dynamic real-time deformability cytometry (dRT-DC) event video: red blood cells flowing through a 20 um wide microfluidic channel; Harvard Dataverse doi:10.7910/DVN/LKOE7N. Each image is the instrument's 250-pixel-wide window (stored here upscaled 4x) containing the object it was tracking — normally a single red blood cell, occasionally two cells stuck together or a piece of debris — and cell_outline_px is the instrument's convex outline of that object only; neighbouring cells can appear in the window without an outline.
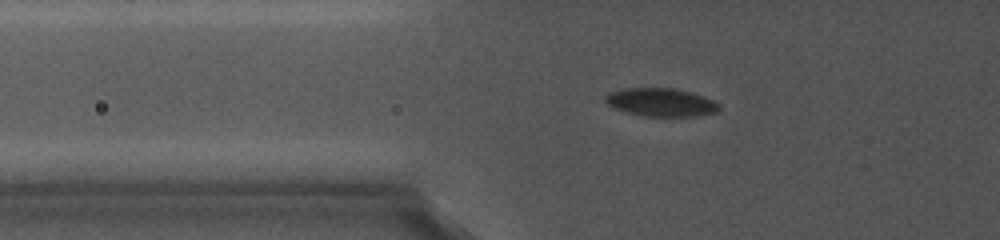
{"species": "common noctule bat (a hibernating species)", "species_latin": "Nyctalus noctula", "temperature_condition": "cold", "stored_images_in_passage": 8, "camera_frame_rate_fps": 5000, "um_per_image_px": 0.085, "animal": {"sex": "female", "body_mass_g": 19.0, "forearm_length_mm": 56.7}, "frame": {"image": 1, "passage_image": 7, "time_ms": 5.2, "image_size_px": [1000, 240], "cell_outline_px": [[720, 108], [716, 112], [696, 116], [640, 116], [616, 108], [608, 104], [604, 100], [604, 96], [608, 92], [620, 88], [676, 88], [692, 92], [704, 96], [720, 104]], "centroid_in_image_um": [56.17, 8.68], "position_along_channel_um": 69.6, "area_um2": 18.84}}